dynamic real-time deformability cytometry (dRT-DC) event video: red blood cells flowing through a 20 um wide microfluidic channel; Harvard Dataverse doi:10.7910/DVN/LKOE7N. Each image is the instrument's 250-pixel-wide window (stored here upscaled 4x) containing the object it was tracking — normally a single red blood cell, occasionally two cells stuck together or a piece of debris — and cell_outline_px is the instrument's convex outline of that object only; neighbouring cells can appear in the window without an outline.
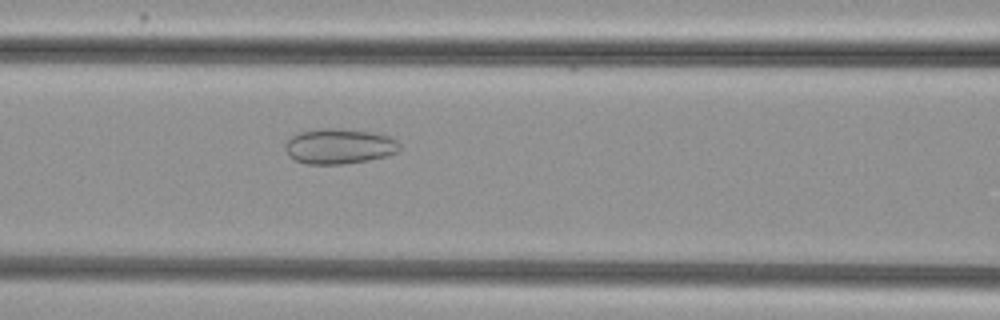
{"species": "common noctule bat (a hibernating species)", "species_latin": "Nyctalus noctula", "temperature_condition": "cold", "stored_images_in_passage": 38, "camera_frame_rate_fps": 3000, "um_per_image_px": 0.085, "animal": {"sex": "female", "body_mass_g": 29.2, "forearm_length_mm": 56.3}, "frame": {"image": 1, "passage_image": 18, "time_ms": 5.667, "image_size_px": [1000, 320], "cell_outline_px": [[400, 152], [368, 160], [344, 164], [308, 164], [296, 160], [288, 156], [284, 148], [284, 144], [292, 136], [300, 132], [320, 128], [340, 128], [368, 132], [388, 136], [396, 140], [400, 144]], "centroid_in_image_um": [28.81, 12.43], "position_along_channel_um": 137.8, "area_um2": 23.52}}
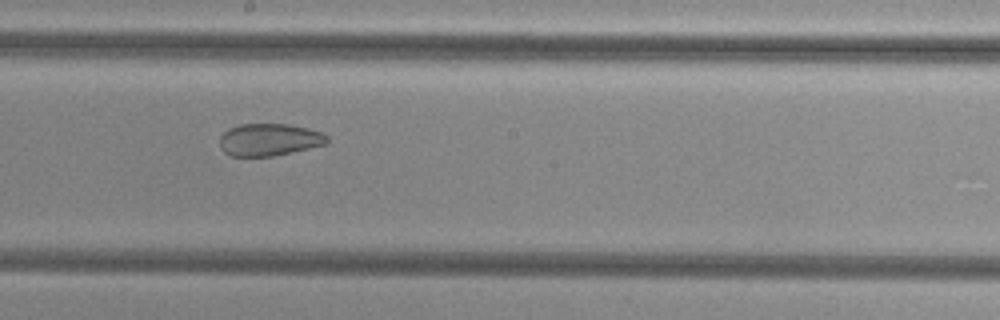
{"frame": {"image": 2, "passage_image": 25, "time_ms": 8.0, "image_size_px": [1000, 320], "cell_outline_px": [[328, 140], [324, 144], [308, 148], [272, 156], [232, 156], [224, 152], [220, 148], [220, 136], [228, 128], [240, 124], [288, 124], [308, 128], [320, 132], [328, 136]], "centroid_in_image_um": [22.84, 11.86], "position_along_channel_um": 225.4, "area_um2": 20.06}}
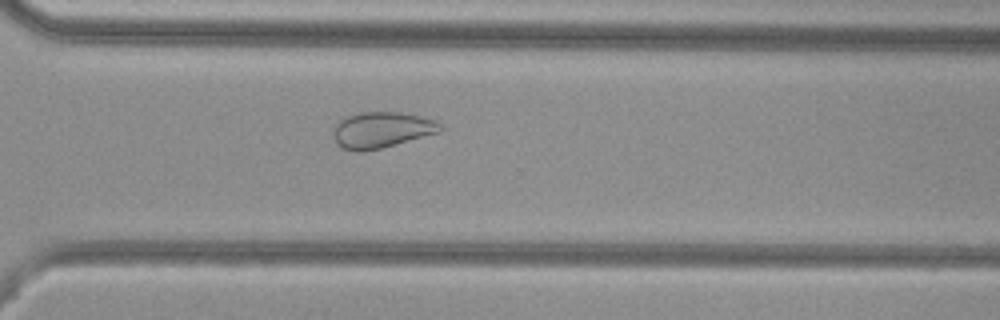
{"frame": {"image": 3, "passage_image": 34, "time_ms": 11.0, "image_size_px": [1000, 320], "cell_outline_px": [[444, 128], [440, 132], [380, 148], [356, 152], [344, 148], [336, 144], [332, 136], [332, 124], [336, 120], [356, 112], [400, 112], [420, 116], [436, 120]], "centroid_in_image_um": [32.36, 11.02], "position_along_channel_um": 338.2, "area_um2": 22.77}, "authors_computed_cell_mechanics": {"area_um2": 23.0911, "velocity_mm_per_s": 3.7608, "shape_relaxation_time_tau1_ms": null, "shape_relaxation_time_tau2_ms": 2.4056, "deformation_change_tau1": null, "deformation_change_tau2": 0.0854}}